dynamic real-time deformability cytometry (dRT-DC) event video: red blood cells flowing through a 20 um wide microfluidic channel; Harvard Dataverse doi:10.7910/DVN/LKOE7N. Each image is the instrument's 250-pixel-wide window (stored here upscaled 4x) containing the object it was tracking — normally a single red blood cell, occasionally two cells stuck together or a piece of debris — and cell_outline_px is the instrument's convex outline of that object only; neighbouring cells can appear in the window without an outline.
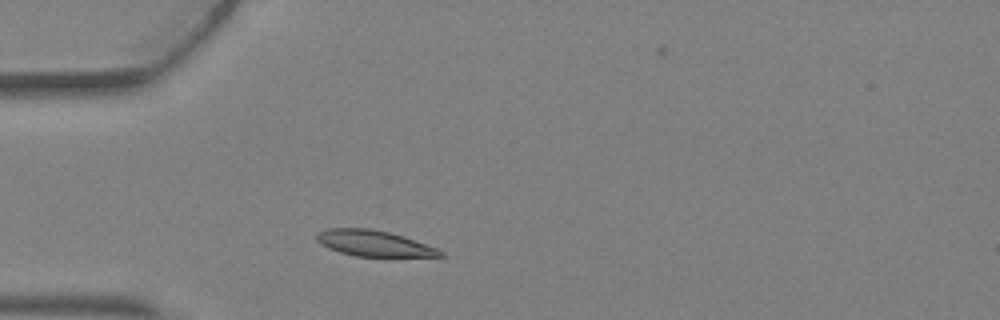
{"species": "Egyptian fruit bat (a non-hibernating species)", "species_latin": "Rousettus aegyptiacus", "temperature_condition": "warm", "stored_images_in_passage": 1, "camera_frame_rate_fps": 3000, "um_per_image_px": 0.085, "animal": {"sex": "female"}, "frame": {"image": 1, "passage_image": 1, "time_ms": 0.0, "image_size_px": [1000, 320], "cell_outline_px": [[444, 256], [356, 256], [340, 252], [328, 248], [316, 240], [316, 236], [320, 232], [328, 228], [368, 228], [388, 232], [404, 236], [436, 248], [444, 252]], "centroid_in_image_um": [31.77, 20.68], "position_along_channel_um": 53.2, "area_um2": 18.32}}